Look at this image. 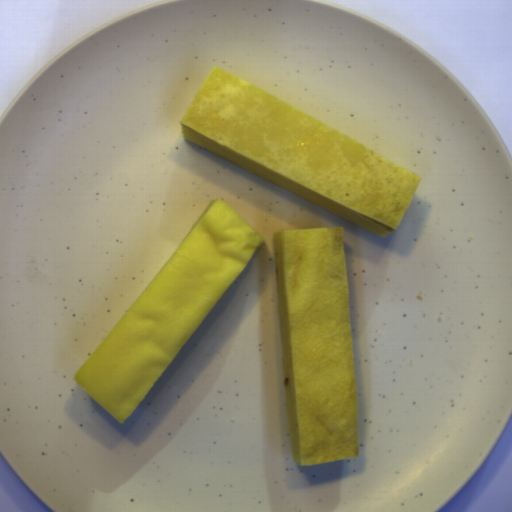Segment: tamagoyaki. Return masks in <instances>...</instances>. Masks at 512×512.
Wrapping results in <instances>:
<instances>
[{
	"mask_svg": "<svg viewBox=\"0 0 512 512\" xmlns=\"http://www.w3.org/2000/svg\"><path fill=\"white\" fill-rule=\"evenodd\" d=\"M294 464L360 455L344 227L272 233Z\"/></svg>",
	"mask_w": 512,
	"mask_h": 512,
	"instance_id": "tamagoyaki-2",
	"label": "tamagoyaki"
},
{
	"mask_svg": "<svg viewBox=\"0 0 512 512\" xmlns=\"http://www.w3.org/2000/svg\"><path fill=\"white\" fill-rule=\"evenodd\" d=\"M179 124L183 140L384 239L423 180L215 65Z\"/></svg>",
	"mask_w": 512,
	"mask_h": 512,
	"instance_id": "tamagoyaki-1",
	"label": "tamagoyaki"
},
{
	"mask_svg": "<svg viewBox=\"0 0 512 512\" xmlns=\"http://www.w3.org/2000/svg\"><path fill=\"white\" fill-rule=\"evenodd\" d=\"M263 240L222 199L210 200L73 381L121 424L141 404Z\"/></svg>",
	"mask_w": 512,
	"mask_h": 512,
	"instance_id": "tamagoyaki-3",
	"label": "tamagoyaki"
}]
</instances>
